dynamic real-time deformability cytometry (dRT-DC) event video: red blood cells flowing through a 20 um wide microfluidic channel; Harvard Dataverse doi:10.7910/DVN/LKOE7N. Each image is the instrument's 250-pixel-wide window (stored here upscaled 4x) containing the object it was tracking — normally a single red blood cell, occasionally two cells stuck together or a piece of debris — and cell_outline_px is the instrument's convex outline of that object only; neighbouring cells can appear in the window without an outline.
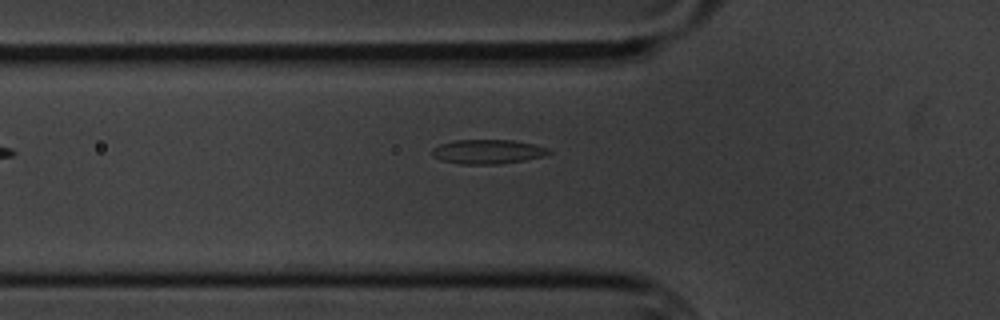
{"species": "common noctule bat (a hibernating species)", "species_latin": "Nyctalus noctula", "temperature_condition": "cold", "stored_images_in_passage": 5, "camera_frame_rate_fps": 3000, "um_per_image_px": 0.085, "animal": {"sex": "male", "body_mass_g": 20.1, "forearm_length_mm": 53.5}, "frame": {"image": 1, "passage_image": 5, "time_ms": 5.333, "image_size_px": [1000, 320], "cell_outline_px": [[552, 152], [544, 156], [524, 160], [500, 164], [460, 164], [440, 160], [432, 156], [432, 148], [440, 144], [456, 140], [512, 140], [532, 144], [548, 148]], "centroid_in_image_um": [41.43, 12.9], "position_along_channel_um": 84.4, "area_um2": 16.53}}